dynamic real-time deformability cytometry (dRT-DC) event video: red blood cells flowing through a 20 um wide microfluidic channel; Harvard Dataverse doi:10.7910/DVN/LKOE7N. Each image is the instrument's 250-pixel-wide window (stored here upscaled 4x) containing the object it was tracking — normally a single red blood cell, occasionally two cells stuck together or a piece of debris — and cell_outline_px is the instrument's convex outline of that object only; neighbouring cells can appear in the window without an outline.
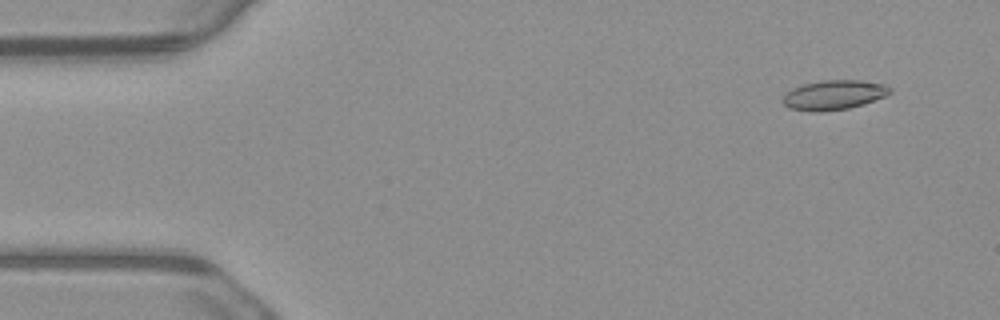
{"species": "common noctule bat (a hibernating species)", "species_latin": "Nyctalus noctula", "temperature_condition": "warm", "stored_images_in_passage": 4, "camera_frame_rate_fps": 3000, "um_per_image_px": 0.085, "animal": {"sex": "male", "body_mass_g": 23.1, "forearm_length_mm": 52.7}, "frame": {"image": 1, "passage_image": 1, "time_ms": 0.0, "image_size_px": [1000, 320], "cell_outline_px": [[892, 92], [884, 96], [864, 104], [848, 108], [820, 112], [812, 112], [788, 108], [780, 100], [792, 88], [804, 84], [820, 80], [860, 80], [884, 84], [892, 88]], "centroid_in_image_um": [70.86, 8.07], "position_along_channel_um": 14.1, "area_um2": 18.55}}
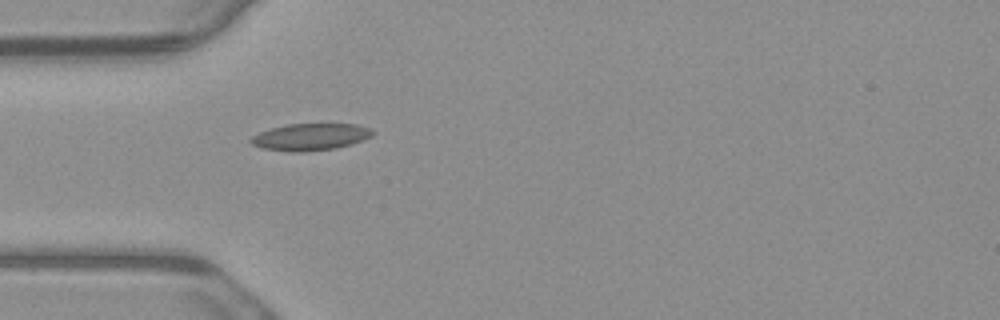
{"frame": {"image": 2, "passage_image": 4, "time_ms": 1.0, "image_size_px": [1000, 320], "cell_outline_px": [[376, 132], [372, 136], [352, 144], [336, 148], [304, 152], [288, 152], [260, 148], [252, 144], [248, 140], [252, 136], [260, 132], [272, 128], [288, 124], [356, 124], [372, 128]], "centroid_in_image_um": [26.39, 11.64], "position_along_channel_um": 58.6, "area_um2": 19.31}}